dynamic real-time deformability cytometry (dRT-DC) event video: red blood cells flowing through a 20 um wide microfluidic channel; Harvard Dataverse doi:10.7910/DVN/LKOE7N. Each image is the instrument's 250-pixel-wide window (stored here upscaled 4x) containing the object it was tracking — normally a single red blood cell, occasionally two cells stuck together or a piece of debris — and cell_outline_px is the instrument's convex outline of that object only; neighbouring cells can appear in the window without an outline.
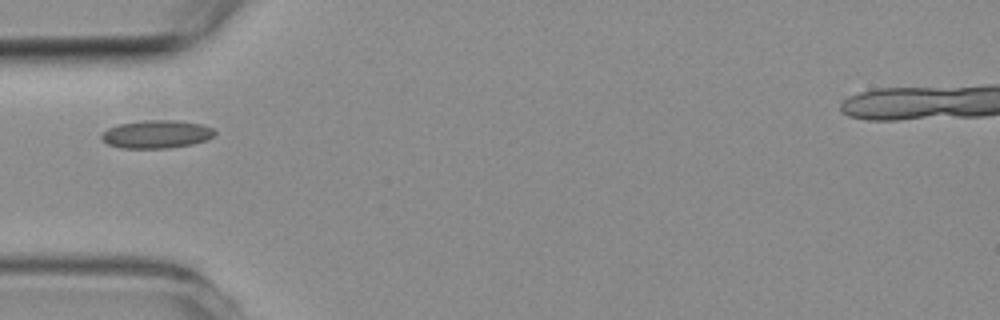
{"species": "common noctule bat (a hibernating species)", "species_latin": "Nyctalus noctula", "temperature_condition": "room temperature", "stored_images_in_passage": 5, "camera_frame_rate_fps": 3000, "um_per_image_px": 0.085, "animal": {"sex": "female", "body_mass_g": 19.3, "forearm_length_mm": 54.1}, "frame": {"image": 1, "passage_image": 4, "time_ms": 4.667, "image_size_px": [1000, 320], "cell_outline_px": [[216, 132], [212, 136], [204, 140], [192, 144], [168, 148], [120, 148], [108, 144], [100, 136], [108, 128], [116, 124], [144, 120], [176, 120], [200, 124], [212, 128]], "centroid_in_image_um": [13.27, 11.4], "position_along_channel_um": 71.7, "area_um2": 18.38}}
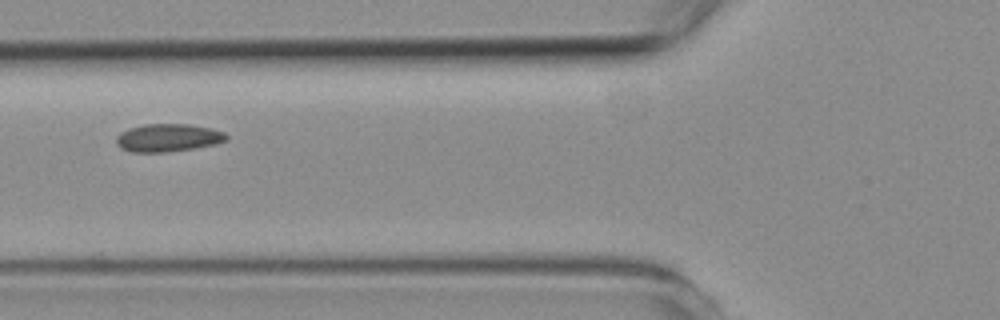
{"frame": {"image": 2, "passage_image": 5, "time_ms": 5.667, "image_size_px": [1000, 320], "cell_outline_px": [[228, 140], [216, 144], [196, 148], [164, 152], [132, 152], [120, 148], [116, 144], [116, 136], [120, 132], [128, 128], [144, 124], [188, 124], [212, 128], [224, 132], [228, 136]], "centroid_in_image_um": [14.28, 11.71], "position_along_channel_um": 111.5, "area_um2": 18.09}}